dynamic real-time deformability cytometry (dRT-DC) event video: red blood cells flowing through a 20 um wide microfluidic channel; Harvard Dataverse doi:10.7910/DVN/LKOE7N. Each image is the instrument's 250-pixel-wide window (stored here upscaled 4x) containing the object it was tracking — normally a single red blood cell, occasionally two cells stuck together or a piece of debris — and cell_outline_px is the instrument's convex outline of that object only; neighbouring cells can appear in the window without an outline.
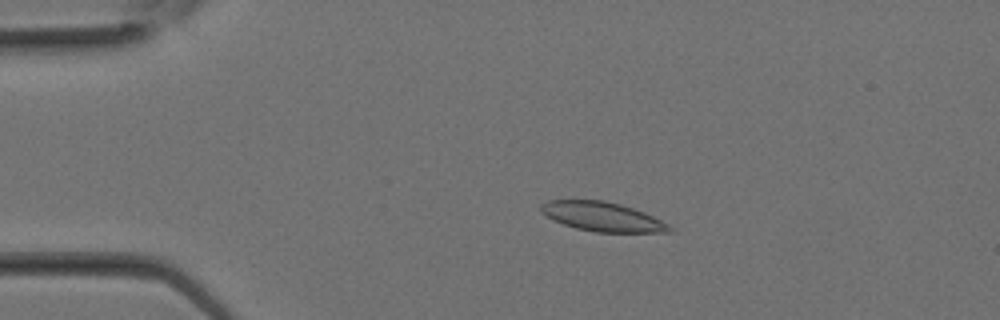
{"species": "Egyptian fruit bat (a non-hibernating species)", "species_latin": "Rousettus aegyptiacus", "temperature_condition": "room temperature", "stored_images_in_passage": 13, "camera_frame_rate_fps": 3000, "um_per_image_px": 0.085, "animal": {"sex": "female"}, "frame": {"image": 1, "passage_image": 6, "time_ms": 1.667, "image_size_px": [1000, 320], "cell_outline_px": [[672, 232], [596, 232], [576, 228], [552, 220], [540, 212], [540, 204], [548, 200], [604, 200], [620, 204], [644, 212], [668, 224], [672, 228]], "centroid_in_image_um": [51.16, 18.41], "position_along_channel_um": 33.8, "area_um2": 21.85}}
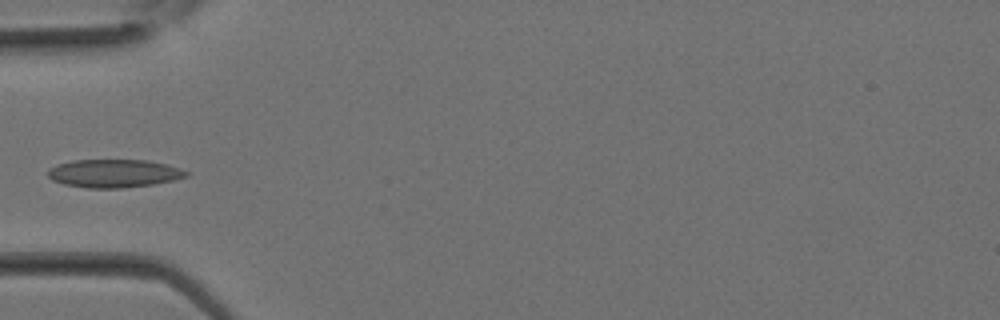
{"frame": {"image": 2, "passage_image": 10, "time_ms": 3.0, "image_size_px": [1000, 320], "cell_outline_px": [[188, 176], [176, 180], [152, 184], [120, 188], [88, 188], [64, 184], [52, 180], [48, 176], [48, 168], [56, 164], [72, 160], [148, 160], [180, 168], [188, 172]], "centroid_in_image_um": [9.66, 14.73], "position_along_channel_um": 75.3, "area_um2": 22.72}}
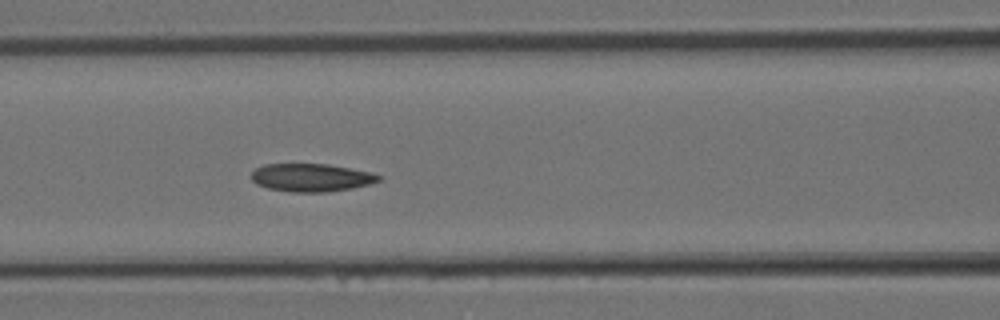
{"frame": {"image": 3, "passage_image": 13, "time_ms": 4.0, "image_size_px": [1000, 320], "cell_outline_px": [[380, 180], [368, 184], [352, 188], [328, 192], [292, 192], [268, 188], [256, 184], [252, 180], [252, 172], [256, 168], [264, 164], [328, 164], [372, 172], [380, 176]], "centroid_in_image_um": [26.44, 15.09], "position_along_channel_um": 140.2, "area_um2": 20.69}}